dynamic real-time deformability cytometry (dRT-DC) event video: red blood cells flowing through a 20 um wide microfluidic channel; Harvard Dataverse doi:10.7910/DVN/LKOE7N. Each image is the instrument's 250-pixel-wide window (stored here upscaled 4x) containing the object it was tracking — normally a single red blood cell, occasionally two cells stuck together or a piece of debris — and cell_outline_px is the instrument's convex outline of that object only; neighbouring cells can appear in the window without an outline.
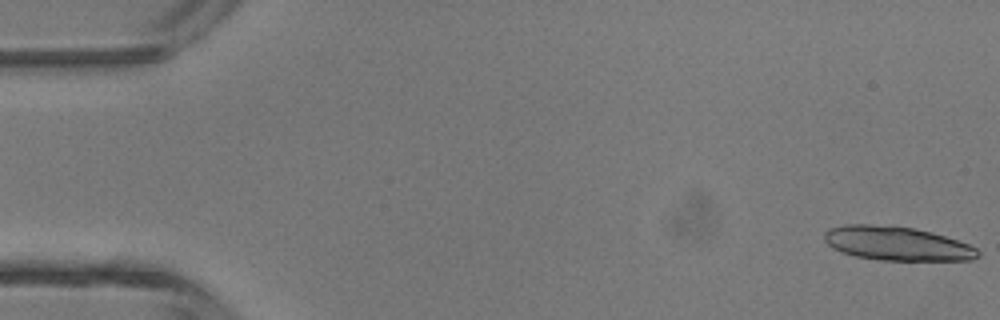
{"species": "common noctule bat (a hibernating species)", "species_latin": "Nyctalus noctula", "temperature_condition": "room temperature", "stored_images_in_passage": 6, "segment_of_instrument_passage": [1, 2], "camera_frame_rate_fps": 3000, "um_per_image_px": 0.085, "animal": {"sex": "male", "body_mass_g": 13.3}, "frame": {"image": 1, "passage_image": 1, "time_ms": 0.0, "image_size_px": [1000, 320], "cell_outline_px": [[980, 256], [972, 260], [880, 260], [856, 256], [840, 252], [832, 248], [824, 240], [824, 232], [828, 228], [844, 224], [892, 224], [932, 232], [968, 244], [976, 248], [980, 252]], "centroid_in_image_um": [76.2, 20.68], "position_along_channel_um": 8.8, "area_um2": 30.69}}